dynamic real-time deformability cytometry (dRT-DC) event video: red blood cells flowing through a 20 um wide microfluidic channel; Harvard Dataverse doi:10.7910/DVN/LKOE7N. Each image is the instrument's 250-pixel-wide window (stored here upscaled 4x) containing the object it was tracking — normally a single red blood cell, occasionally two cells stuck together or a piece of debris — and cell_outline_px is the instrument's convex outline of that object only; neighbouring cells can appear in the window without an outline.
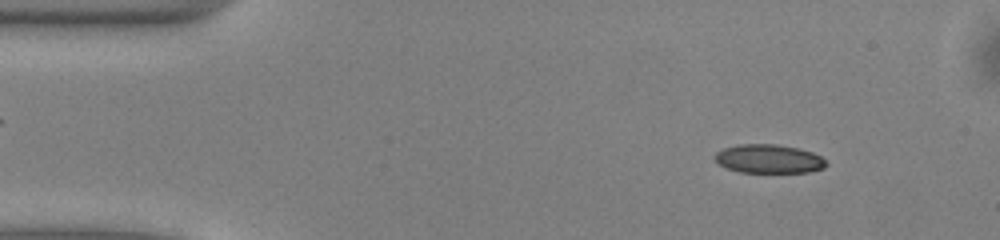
{"species": "common noctule bat (a hibernating species)", "species_latin": "Nyctalus noctula", "temperature_condition": "warm", "stored_images_in_passage": 48, "camera_frame_rate_fps": 3000, "um_per_image_px": 0.085, "animal": {"sex": "male", "body_mass_g": 13.0, "forearm_length_mm": 53.1}, "frame": {"image": 1, "passage_image": 4, "time_ms": 1.0, "image_size_px": [1000, 240], "cell_outline_px": [[828, 164], [824, 168], [808, 172], [740, 172], [724, 168], [712, 156], [716, 152], [724, 148], [740, 144], [776, 144], [800, 148], [812, 152], [820, 156]], "centroid_in_image_um": [65.33, 13.5], "position_along_channel_um": 19.7, "area_um2": 18.73}}
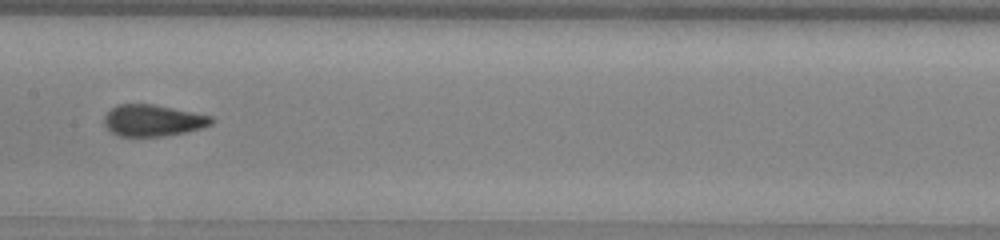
{"frame": {"image": 2, "passage_image": 23, "time_ms": 7.333, "image_size_px": [1000, 240], "cell_outline_px": [[216, 120], [212, 124], [204, 128], [188, 132], [164, 136], [120, 136], [112, 132], [104, 124], [104, 116], [112, 108], [120, 104], [152, 104], [212, 116]], "centroid_in_image_um": [13.05, 10.25], "position_along_channel_um": 194.4, "area_um2": 19.71}}
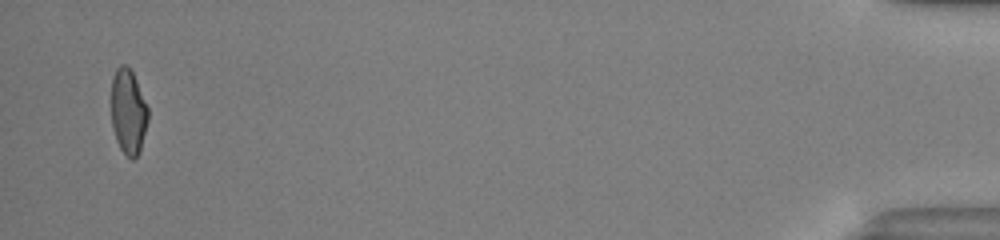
{"frame": {"image": 3, "passage_image": 47, "time_ms": 15.333, "image_size_px": [1000, 240], "cell_outline_px": [[148, 120], [140, 152], [132, 160], [120, 148], [116, 140], [112, 128], [112, 76], [116, 68], [120, 64], [124, 64], [132, 72], [136, 80], [148, 108]], "centroid_in_image_um": [10.9, 9.5], "position_along_channel_um": 424.3, "area_um2": 18.15}, "authors_computed_cell_mechanics": {"area_um2": 19.363, "velocity_mm_per_s": 4.0605, "shape_relaxation_time_tau1_ms": 5.2021, "shape_relaxation_time_tau2_ms": 1.1795, "deformation_change_tau1": 0.1441, "deformation_change_tau2": 0.0825}}